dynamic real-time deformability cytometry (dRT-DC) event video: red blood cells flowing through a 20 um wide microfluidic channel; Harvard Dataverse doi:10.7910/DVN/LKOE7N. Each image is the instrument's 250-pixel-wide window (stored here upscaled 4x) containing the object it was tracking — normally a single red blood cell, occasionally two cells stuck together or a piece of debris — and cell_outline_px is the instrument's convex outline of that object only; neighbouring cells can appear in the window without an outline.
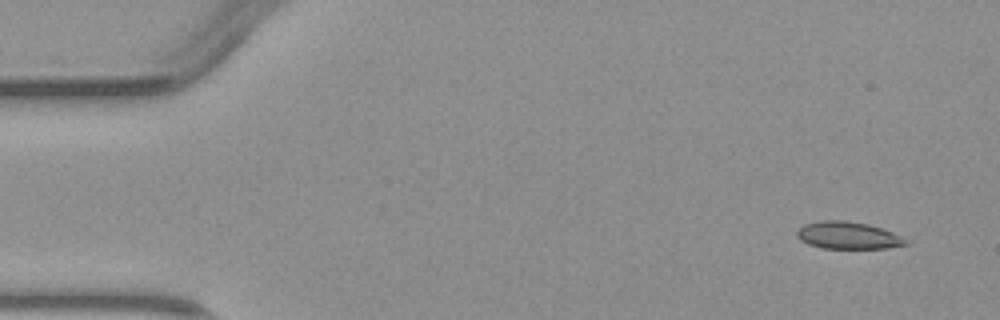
{"species": "common noctule bat (a hibernating species)", "species_latin": "Nyctalus noctula", "temperature_condition": "warm", "stored_images_in_passage": 4, "camera_frame_rate_fps": 3000, "um_per_image_px": 0.085, "animal": {"sex": "male", "body_mass_g": 23.1, "forearm_length_mm": 52.7}, "frame": {"image": 1, "passage_image": 1, "time_ms": 0.0, "image_size_px": [1000, 320], "cell_outline_px": [[908, 244], [888, 248], [824, 248], [808, 244], [800, 240], [796, 236], [796, 232], [804, 224], [820, 220], [844, 220], [868, 224], [892, 232], [908, 240]], "centroid_in_image_um": [72.06, 20.0], "position_along_channel_um": 12.9, "area_um2": 17.22}}
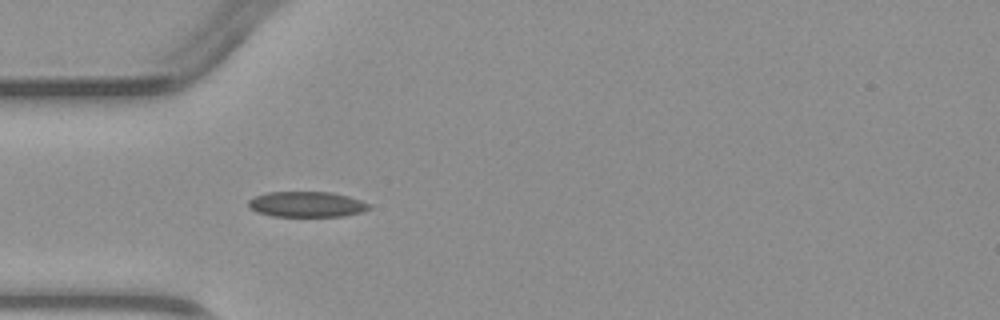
{"frame": {"image": 2, "passage_image": 4, "time_ms": 3.667, "image_size_px": [1000, 320], "cell_outline_px": [[372, 208], [360, 212], [344, 216], [272, 216], [256, 212], [248, 204], [248, 200], [256, 196], [268, 192], [332, 192], [348, 196], [360, 200], [368, 204]], "centroid_in_image_um": [26.07, 17.36], "position_along_channel_um": 58.9, "area_um2": 17.8}}